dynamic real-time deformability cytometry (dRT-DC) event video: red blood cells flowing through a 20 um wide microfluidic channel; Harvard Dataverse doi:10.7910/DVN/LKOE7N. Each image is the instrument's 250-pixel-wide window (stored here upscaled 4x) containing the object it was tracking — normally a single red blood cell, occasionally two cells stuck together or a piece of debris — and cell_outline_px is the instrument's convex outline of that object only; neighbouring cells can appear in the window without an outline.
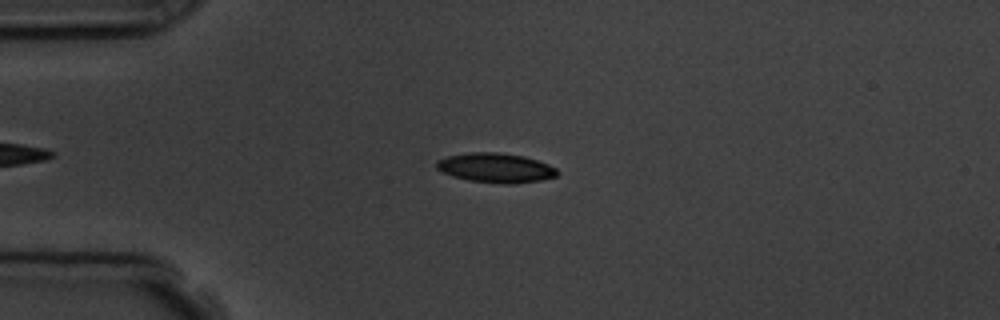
{"species": "common noctule bat (a hibernating species)", "species_latin": "Nyctalus noctula", "temperature_condition": "room temperature", "stored_images_in_passage": 5, "camera_frame_rate_fps": 3000, "um_per_image_px": 0.085, "animal": {"sex": "male", "body_mass_g": 19.5, "forearm_length_mm": 54.6}, "frame": {"image": 1, "passage_image": 4, "time_ms": 4.0, "image_size_px": [1000, 320], "cell_outline_px": [[560, 172], [556, 176], [540, 180], [512, 184], [504, 184], [468, 180], [452, 176], [440, 172], [436, 168], [436, 160], [448, 156], [468, 152], [496, 152], [524, 156], [548, 164], [556, 168]], "centroid_in_image_um": [42.11, 14.26], "position_along_channel_um": 42.9, "area_um2": 20.87}}